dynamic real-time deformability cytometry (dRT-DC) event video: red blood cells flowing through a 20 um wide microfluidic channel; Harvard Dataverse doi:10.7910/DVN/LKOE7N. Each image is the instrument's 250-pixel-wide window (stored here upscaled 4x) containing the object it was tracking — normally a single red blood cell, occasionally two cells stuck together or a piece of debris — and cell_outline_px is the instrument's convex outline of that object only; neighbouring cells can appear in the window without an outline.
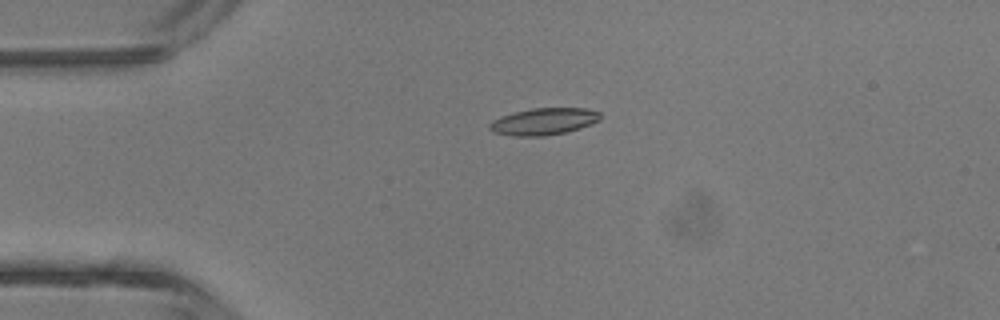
{"species": "common noctule bat (a hibernating species)", "species_latin": "Nyctalus noctula", "temperature_condition": "room temperature", "stored_images_in_passage": 3, "camera_frame_rate_fps": 3000, "um_per_image_px": 0.085, "animal": {"sex": "male", "body_mass_g": 13.3}, "frame": {"image": 1, "passage_image": 1, "time_ms": 0.0, "image_size_px": [1000, 320], "cell_outline_px": [[600, 120], [592, 124], [580, 128], [564, 132], [544, 136], [516, 136], [492, 132], [488, 128], [488, 124], [492, 120], [500, 116], [532, 108], [588, 108], [600, 112]], "centroid_in_image_um": [46.21, 10.32], "position_along_channel_um": 38.8, "area_um2": 17.4}}
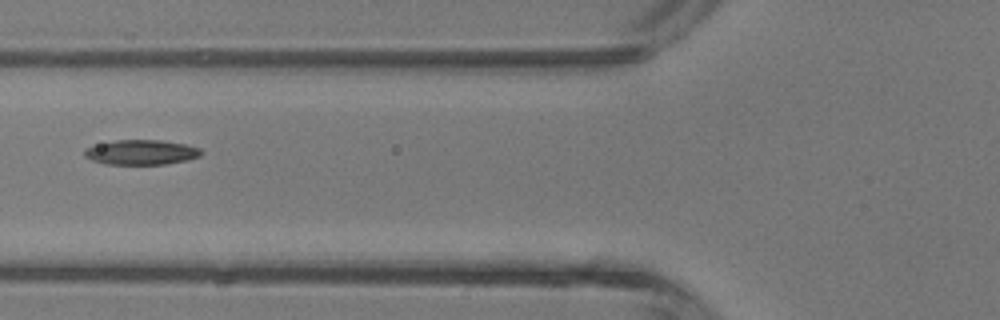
{"frame": {"image": 2, "passage_image": 3, "time_ms": 2.333, "image_size_px": [1000, 320], "cell_outline_px": [[204, 152], [200, 156], [188, 160], [164, 164], [104, 164], [92, 160], [84, 156], [84, 148], [116, 140], [160, 140], [184, 144], [200, 148]], "centroid_in_image_um": [12.02, 12.95], "position_along_channel_um": 113.8, "area_um2": 16.88}}